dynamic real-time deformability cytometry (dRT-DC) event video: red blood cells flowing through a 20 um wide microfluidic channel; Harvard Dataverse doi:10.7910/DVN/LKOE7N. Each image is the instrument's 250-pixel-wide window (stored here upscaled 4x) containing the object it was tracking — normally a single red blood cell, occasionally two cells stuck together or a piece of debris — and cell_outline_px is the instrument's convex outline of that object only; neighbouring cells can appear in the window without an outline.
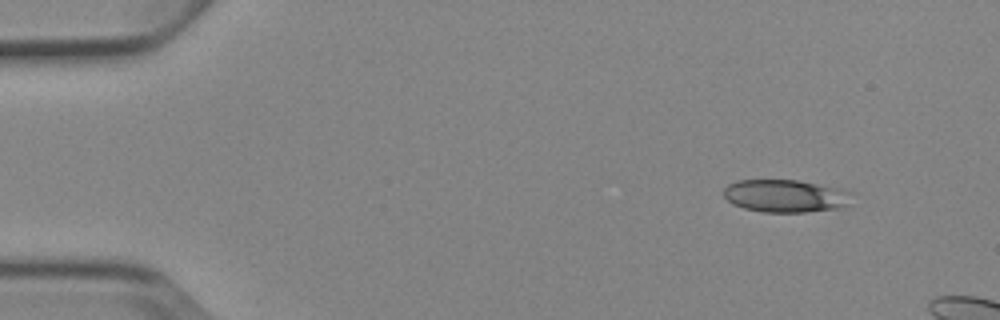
{"species": "Egyptian fruit bat (a non-hibernating species)", "species_latin": "Rousettus aegyptiacus", "temperature_condition": "cold", "stored_images_in_passage": 3, "camera_frame_rate_fps": 3000, "um_per_image_px": 0.085, "animal": {"sex": "female"}, "frame": {"image": 1, "passage_image": 1, "time_ms": 0.0, "image_size_px": [1000, 320], "cell_outline_px": [[852, 192], [848, 204], [840, 208], [808, 212], [764, 212], [744, 208], [732, 204], [724, 196], [724, 188], [728, 184], [736, 180], [796, 180], [840, 188]], "centroid_in_image_um": [66.75, 16.65], "position_along_channel_um": 18.2, "area_um2": 24.45}}